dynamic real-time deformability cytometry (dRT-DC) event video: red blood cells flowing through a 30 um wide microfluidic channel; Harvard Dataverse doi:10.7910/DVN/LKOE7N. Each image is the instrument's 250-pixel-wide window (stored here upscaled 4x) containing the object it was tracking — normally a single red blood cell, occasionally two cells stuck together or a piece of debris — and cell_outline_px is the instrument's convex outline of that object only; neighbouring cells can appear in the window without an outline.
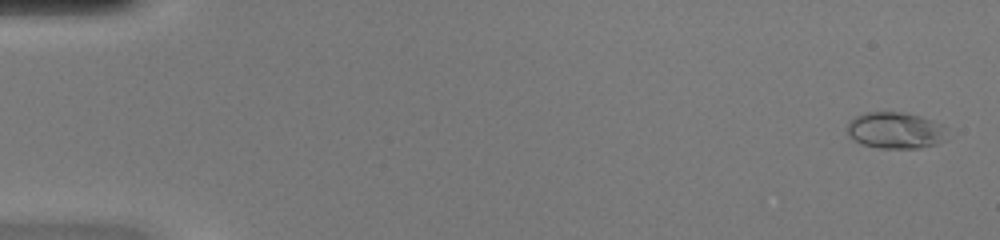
{"species": "common noctule bat (a hibernating species)", "species_latin": "Nyctalus noctula", "temperature_condition": "warm", "stored_images_in_passage": 49, "camera_frame_rate_fps": 3000, "um_per_image_px": 0.085, "animal": {"sex": "female", "body_mass_g": 20.0, "forearm_length_mm": 54.0}, "frame": {"image": 1, "passage_image": 2, "time_ms": 0.333, "image_size_px": [1000, 240], "cell_outline_px": [[948, 140], [936, 144], [920, 148], [880, 148], [860, 144], [852, 140], [848, 136], [848, 124], [856, 116], [864, 112], [900, 112], [920, 116], [944, 124], [948, 128]], "centroid_in_image_um": [76.17, 11.09], "position_along_channel_um": 8.8, "area_um2": 21.68}}
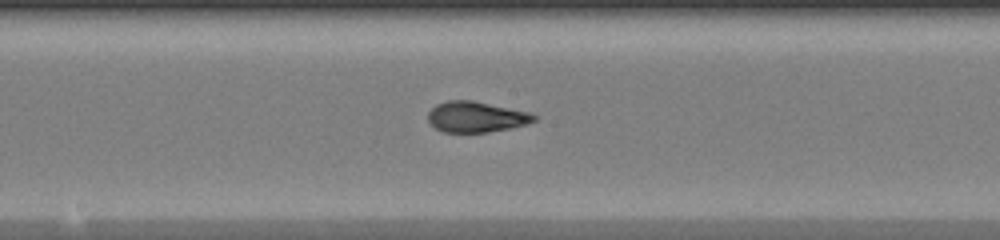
{"frame": {"image": 2, "passage_image": 27, "time_ms": 8.667, "image_size_px": [1000, 240], "cell_outline_px": [[536, 120], [528, 124], [512, 128], [488, 132], [444, 132], [436, 128], [428, 120], [428, 112], [436, 104], [448, 100], [472, 100], [532, 112], [536, 116]], "centroid_in_image_um": [40.51, 9.93], "position_along_channel_um": 207.7, "area_um2": 19.13}}
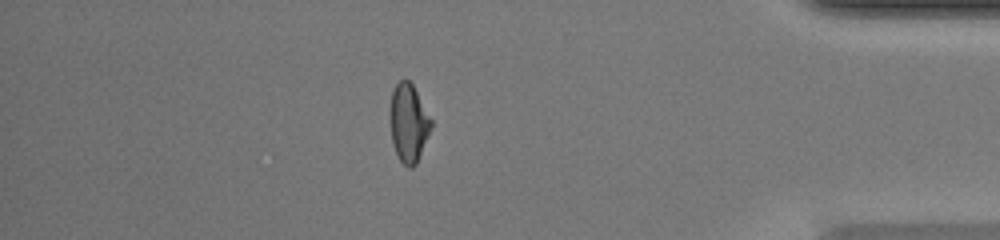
{"frame": {"image": 3, "passage_image": 43, "time_ms": 14.0, "image_size_px": [1000, 240], "cell_outline_px": [[432, 128], [416, 164], [412, 168], [408, 168], [400, 160], [392, 144], [388, 116], [392, 92], [396, 84], [400, 80], [408, 80], [412, 84], [432, 120]], "centroid_in_image_um": [34.71, 10.47], "position_along_channel_um": 400.5, "area_um2": 18.9}, "authors_computed_cell_mechanics": {"area_um2": 19.5364, "velocity_mm_per_s": 4.2782, "shape_relaxation_time_tau1_ms": 6.3175, "shape_relaxation_time_tau2_ms": 0.8029, "deformation_change_tau1": 0.2646, "deformation_change_tau2": 0.0527}}